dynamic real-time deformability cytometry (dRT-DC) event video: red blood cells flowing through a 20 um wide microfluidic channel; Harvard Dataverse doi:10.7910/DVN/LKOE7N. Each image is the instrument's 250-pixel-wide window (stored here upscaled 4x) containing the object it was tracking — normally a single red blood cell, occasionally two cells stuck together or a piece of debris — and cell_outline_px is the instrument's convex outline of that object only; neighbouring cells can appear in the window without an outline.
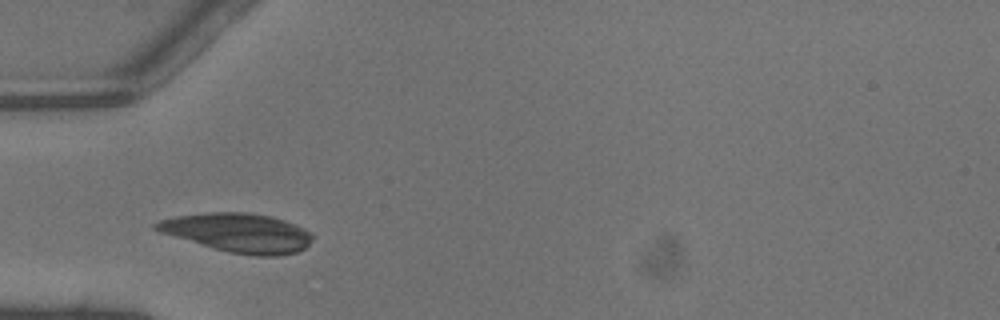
{"species": "common noctule bat (a hibernating species)", "species_latin": "Nyctalus noctula", "temperature_condition": "warm", "stored_images_in_passage": 10, "camera_frame_rate_fps": 3000, "um_per_image_px": 0.085, "animal": {"sex": "male", "body_mass_g": 13.3}, "frame": {"image": 1, "passage_image": 5, "time_ms": 1.333, "image_size_px": [1000, 320], "cell_outline_px": [[312, 236], [308, 244], [304, 248], [296, 252], [280, 256], [252, 256], [228, 252], [160, 232], [152, 228], [152, 224], [160, 220], [176, 216], [208, 212], [248, 212], [272, 216], [284, 220], [304, 228], [312, 232]], "centroid_in_image_um": [20.25, 19.77], "position_along_channel_um": 64.7, "area_um2": 35.43}}